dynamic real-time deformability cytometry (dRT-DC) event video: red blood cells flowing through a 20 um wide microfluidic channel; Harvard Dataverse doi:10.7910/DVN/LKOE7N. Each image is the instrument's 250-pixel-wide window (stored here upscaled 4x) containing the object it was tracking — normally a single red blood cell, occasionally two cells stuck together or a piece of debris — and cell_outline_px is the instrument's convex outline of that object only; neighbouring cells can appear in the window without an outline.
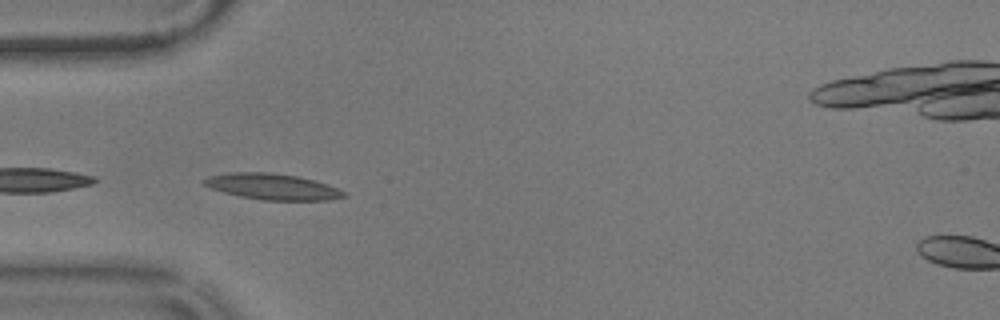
{"species": "common noctule bat (a hibernating species)", "species_latin": "Nyctalus noctula", "temperature_condition": "warm", "stored_images_in_passage": 39, "camera_frame_rate_fps": 3000, "um_per_image_px": 0.085, "animal": {"sex": "male", "body_mass_g": 17.9}, "frame": {"image": 1, "passage_image": 1, "time_ms": 0.0, "image_size_px": [1000, 320], "cell_outline_px": [[348, 196], [328, 200], [260, 200], [240, 196], [224, 192], [212, 188], [204, 184], [200, 180], [208, 176], [228, 172], [272, 172], [296, 176], [316, 180], [336, 188], [344, 192]], "centroid_in_image_um": [23.13, 15.85], "position_along_channel_um": 61.9, "area_um2": 21.21}, "authors_computed_cell_mechanics": {"area_um2": 18.207, "velocity_mm_per_s": 3.552, "shape_relaxation_time_tau1_ms": 9.268, "shape_relaxation_time_tau2_ms": 1.9393, "deformation_change_tau1": 0.2177, "deformation_change_tau2": 0.0636}}